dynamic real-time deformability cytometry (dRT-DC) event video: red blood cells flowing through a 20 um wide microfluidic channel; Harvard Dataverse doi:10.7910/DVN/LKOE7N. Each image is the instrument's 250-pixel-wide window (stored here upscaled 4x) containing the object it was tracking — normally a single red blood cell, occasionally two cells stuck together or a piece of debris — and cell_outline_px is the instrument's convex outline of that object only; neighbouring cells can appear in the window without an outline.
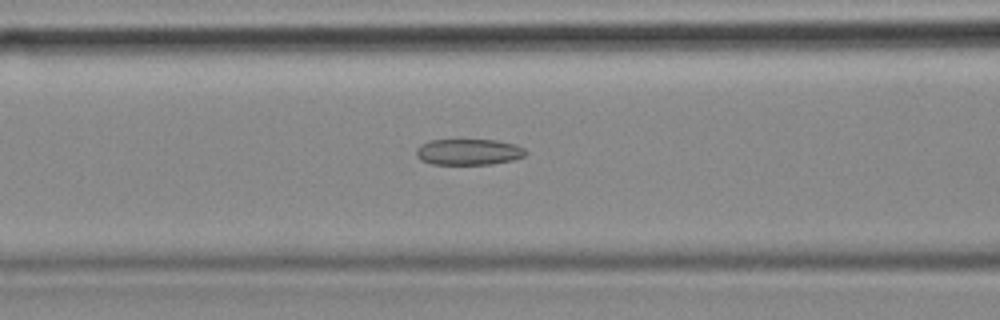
{"species": "common noctule bat (a hibernating species)", "species_latin": "Nyctalus noctula", "temperature_condition": "cold", "stored_images_in_passage": 49, "camera_frame_rate_fps": 3000, "um_per_image_px": 0.085, "animal": {"sex": "female", "body_mass_g": 18.4}, "frame": {"image": 1, "passage_image": 22, "time_ms": 7.0, "image_size_px": [1000, 320], "cell_outline_px": [[528, 152], [524, 156], [512, 160], [492, 164], [432, 164], [420, 160], [416, 156], [416, 148], [420, 144], [428, 140], [496, 140], [516, 144], [524, 148]], "centroid_in_image_um": [39.82, 12.91], "position_along_channel_um": 126.8, "area_um2": 16.76}}